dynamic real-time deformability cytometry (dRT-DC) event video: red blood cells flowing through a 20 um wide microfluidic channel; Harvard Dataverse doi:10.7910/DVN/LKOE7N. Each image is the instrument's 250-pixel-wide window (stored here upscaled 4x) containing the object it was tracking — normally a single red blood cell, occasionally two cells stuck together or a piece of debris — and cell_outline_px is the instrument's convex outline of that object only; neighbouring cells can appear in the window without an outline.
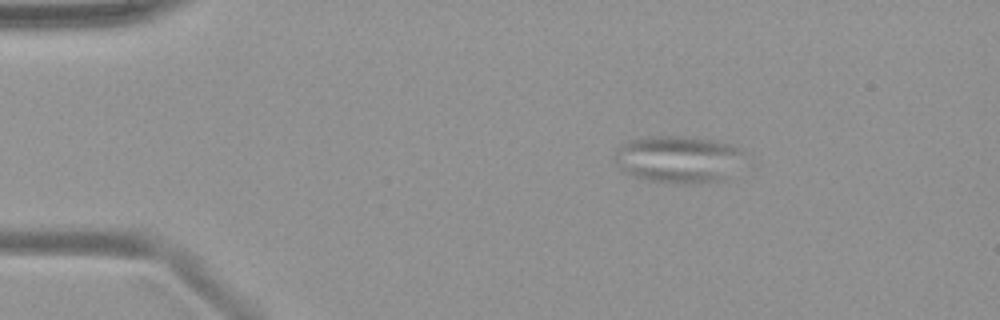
{"species": "common noctule bat (a hibernating species)", "species_latin": "Nyctalus noctula", "temperature_condition": "warm", "stored_images_in_passage": 48, "camera_frame_rate_fps": 3000, "um_per_image_px": 0.085, "animal": {"sex": "female", "body_mass_g": 19.9}, "frame": {"image": 1, "passage_image": 6, "time_ms": 1.667, "image_size_px": [1000, 320], "cell_outline_px": [[744, 156], [724, 180], [692, 184], [680, 184], [648, 180], [632, 176], [624, 172], [620, 168], [616, 160], [616, 148], [620, 144], [628, 140], [652, 136], [684, 136], [712, 140], [728, 144], [740, 148], [744, 152]], "centroid_in_image_um": [57.62, 13.53], "position_along_channel_um": 27.4, "area_um2": 35.55}}
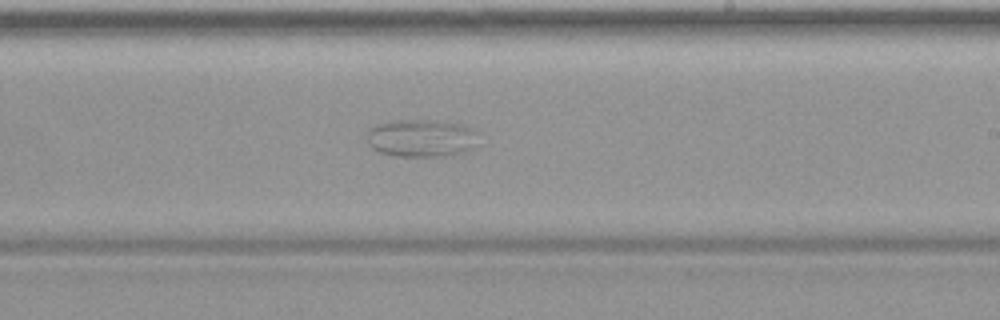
{"frame": {"image": 2, "passage_image": 28, "time_ms": 9.0, "image_size_px": [1000, 320], "cell_outline_px": [[476, 144], [460, 152], [448, 156], [396, 156], [380, 152], [372, 148], [368, 144], [368, 132], [376, 124], [392, 120], [436, 120], [464, 124], [472, 128], [476, 132]], "centroid_in_image_um": [35.79, 11.72], "position_along_channel_um": 253.2, "area_um2": 24.39}}
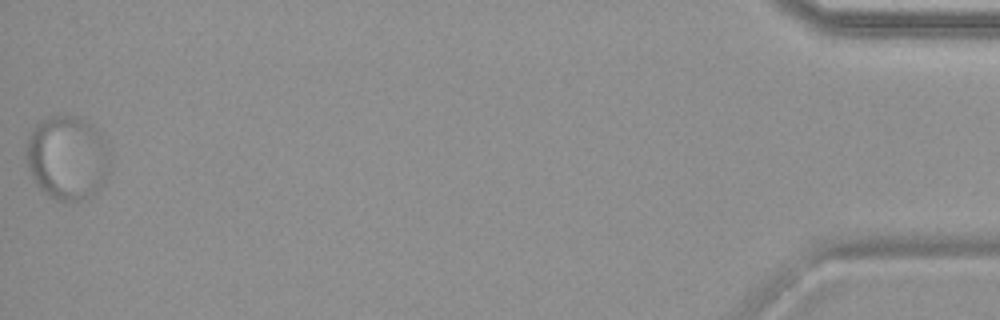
{"frame": {"image": 3, "passage_image": 48, "time_ms": 15.667, "image_size_px": [1000, 320], "cell_outline_px": [[108, 176], [100, 188], [96, 192], [80, 200], [68, 204], [56, 200], [44, 192], [36, 184], [28, 168], [24, 152], [32, 128], [36, 124], [48, 116], [64, 112], [68, 112], [92, 124], [104, 136], [108, 152]], "centroid_in_image_um": [5.71, 13.38], "position_along_channel_um": 429.5, "area_um2": 41.91}}